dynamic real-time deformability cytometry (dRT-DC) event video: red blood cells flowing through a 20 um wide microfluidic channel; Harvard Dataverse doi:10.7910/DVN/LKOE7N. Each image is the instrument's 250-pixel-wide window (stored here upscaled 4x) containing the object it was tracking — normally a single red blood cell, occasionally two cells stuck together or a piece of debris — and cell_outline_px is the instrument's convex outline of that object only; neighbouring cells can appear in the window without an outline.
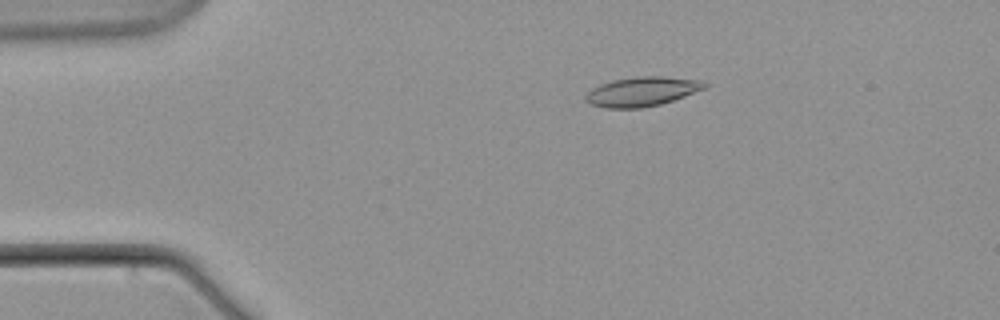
{"species": "common noctule bat (a hibernating species)", "species_latin": "Nyctalus noctula", "temperature_condition": "warm", "stored_images_in_passage": 6, "camera_frame_rate_fps": 3000, "um_per_image_px": 0.085, "animal": {"sex": "male", "body_mass_g": 21.5, "forearm_length_mm": 52.0}, "frame": {"image": 1, "passage_image": 4, "time_ms": 3.667, "image_size_px": [1000, 320], "cell_outline_px": [[708, 84], [704, 88], [684, 96], [660, 104], [644, 108], [604, 108], [588, 104], [584, 100], [584, 96], [592, 88], [600, 84], [612, 80], [636, 76], [664, 76], [700, 80]], "centroid_in_image_um": [54.5, 7.78], "position_along_channel_um": 30.5, "area_um2": 20.46}}